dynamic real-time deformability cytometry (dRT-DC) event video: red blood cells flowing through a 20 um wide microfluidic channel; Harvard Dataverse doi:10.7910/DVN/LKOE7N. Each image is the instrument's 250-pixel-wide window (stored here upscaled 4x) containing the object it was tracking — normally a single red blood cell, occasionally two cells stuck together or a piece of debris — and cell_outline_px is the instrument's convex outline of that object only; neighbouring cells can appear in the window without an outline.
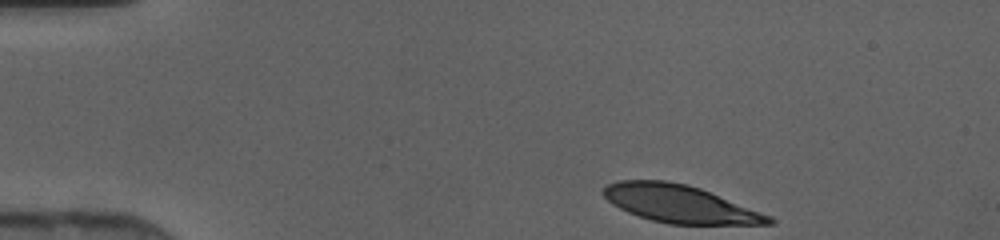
{"species": "human", "species_latin": "Homo sapiens", "temperature_condition": "cold", "stored_images_in_passage": 40, "camera_frame_rate_fps": 3000, "um_per_image_px": 0.085, "donor": {"sex": "female"}, "frame": {"image": 1, "passage_image": 1, "time_ms": 0.0, "image_size_px": [1000, 240], "cell_outline_px": [[776, 224], [668, 224], [652, 220], [628, 212], [612, 204], [600, 192], [608, 184], [620, 180], [668, 180], [688, 184], [700, 188], [772, 216], [776, 220]], "centroid_in_image_um": [57.8, 17.32], "position_along_channel_um": 27.2, "area_um2": 36.24}}
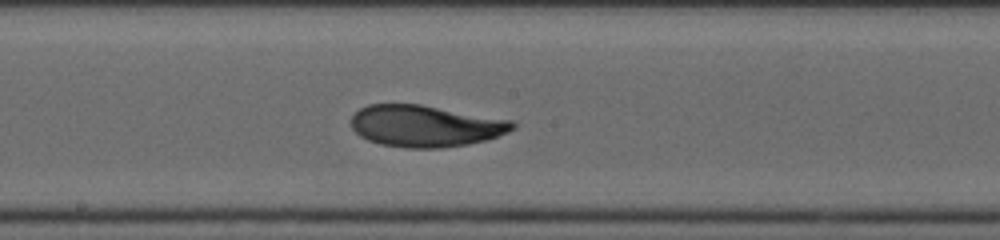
{"frame": {"image": 2, "passage_image": 19, "time_ms": 6.0, "image_size_px": [1000, 240], "cell_outline_px": [[516, 128], [508, 132], [484, 140], [468, 144], [440, 148], [408, 148], [380, 144], [368, 140], [360, 136], [352, 128], [352, 116], [360, 108], [368, 104], [420, 104], [512, 120], [516, 124]], "centroid_in_image_um": [36.15, 10.7], "position_along_channel_um": 212.0, "area_um2": 39.07}}
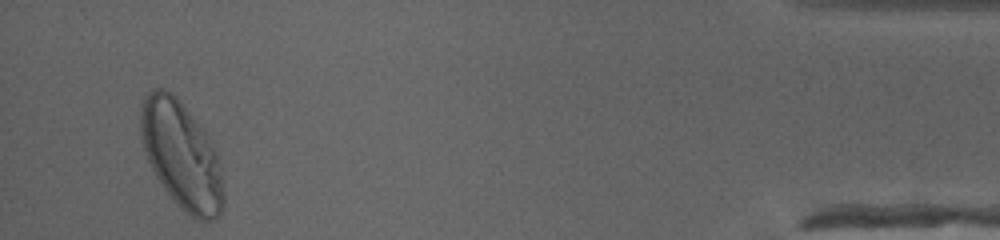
{"frame": {"image": 3, "passage_image": 38, "time_ms": 12.333, "image_size_px": [1000, 240], "cell_outline_px": [[224, 204], [216, 220], [196, 220], [164, 188], [156, 176], [144, 152], [140, 140], [140, 100], [152, 88], [164, 88], [172, 92], [180, 100], [204, 128], [216, 152], [224, 192]], "centroid_in_image_um": [15.4, 13.11], "position_along_channel_um": 419.8, "area_um2": 51.79}}